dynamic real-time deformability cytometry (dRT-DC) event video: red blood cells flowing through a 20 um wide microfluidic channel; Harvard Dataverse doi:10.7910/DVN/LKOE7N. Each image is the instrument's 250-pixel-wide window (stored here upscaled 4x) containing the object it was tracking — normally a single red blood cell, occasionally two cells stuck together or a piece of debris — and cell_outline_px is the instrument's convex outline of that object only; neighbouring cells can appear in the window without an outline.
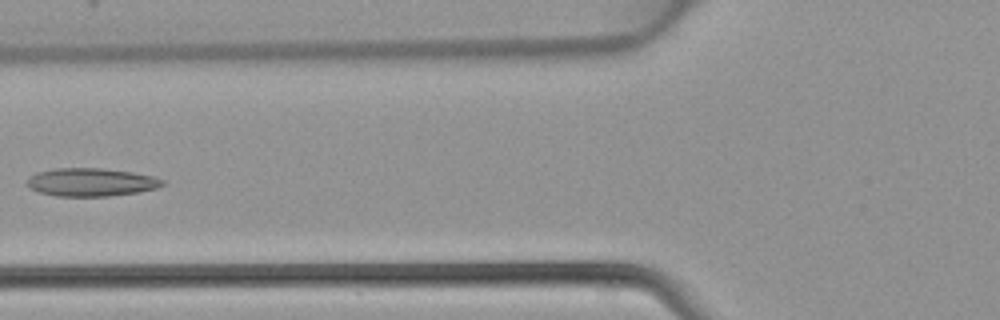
{"species": "common noctule bat (a hibernating species)", "species_latin": "Nyctalus noctula", "temperature_condition": "warm", "stored_images_in_passage": 5, "camera_frame_rate_fps": 3000, "um_per_image_px": 0.085, "animal": {"sex": "female", "body_mass_g": 22.7, "forearm_length_mm": 54.2}, "frame": {"image": 1, "passage_image": 5, "time_ms": 1.333, "image_size_px": [1000, 320], "cell_outline_px": [[168, 184], [156, 188], [140, 192], [108, 196], [56, 196], [40, 192], [28, 188], [28, 176], [36, 172], [56, 168], [100, 168], [132, 172], [152, 176], [164, 180]], "centroid_in_image_um": [7.76, 15.48], "position_along_channel_um": 118.0, "area_um2": 22.31}}